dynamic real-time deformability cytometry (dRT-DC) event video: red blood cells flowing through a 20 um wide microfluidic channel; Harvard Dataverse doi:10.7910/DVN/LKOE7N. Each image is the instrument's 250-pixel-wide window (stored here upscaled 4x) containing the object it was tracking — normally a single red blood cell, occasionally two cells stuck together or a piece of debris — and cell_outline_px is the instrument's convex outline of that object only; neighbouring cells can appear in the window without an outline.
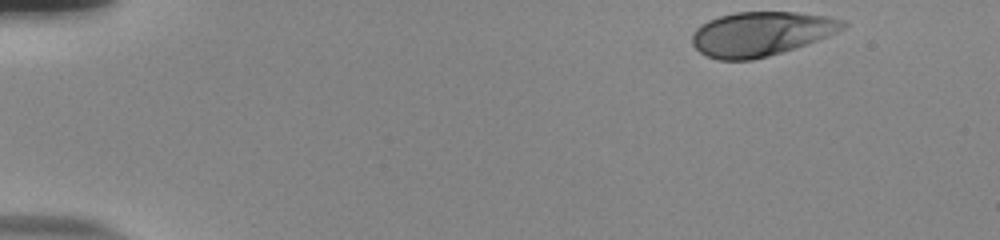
{"species": "human", "species_latin": "Homo sapiens", "temperature_condition": "room temperature", "stored_images_in_passage": 42, "camera_frame_rate_fps": 3000, "um_per_image_px": 0.085, "donor": {"sex": "male"}, "frame": {"image": 1, "passage_image": 1, "time_ms": 0.0, "image_size_px": [1000, 240], "cell_outline_px": [[848, 24], [844, 28], [828, 36], [808, 44], [796, 48], [768, 56], [752, 60], [716, 60], [700, 52], [692, 44], [692, 32], [700, 24], [708, 20], [732, 12], [796, 12], [828, 16], [848, 20]], "centroid_in_image_um": [64.7, 2.87], "position_along_channel_um": 20.3, "area_um2": 39.25}}
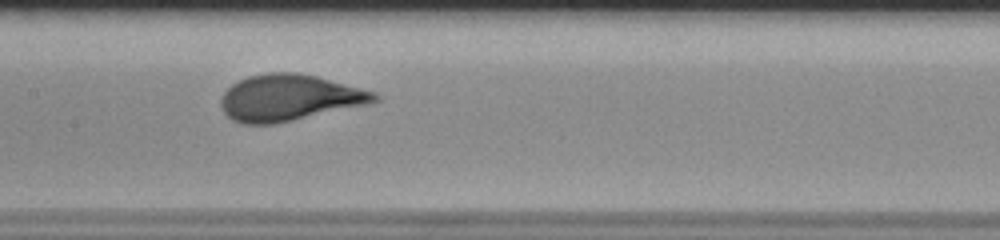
{"frame": {"image": 2, "passage_image": 23, "time_ms": 7.333, "image_size_px": [1000, 240], "cell_outline_px": [[380, 100], [368, 104], [276, 124], [240, 124], [232, 120], [224, 112], [220, 104], [220, 100], [224, 92], [232, 84], [248, 76], [268, 72], [296, 72], [316, 76], [376, 92], [380, 96]], "centroid_in_image_um": [24.58, 8.31], "position_along_channel_um": 182.8, "area_um2": 41.56}}
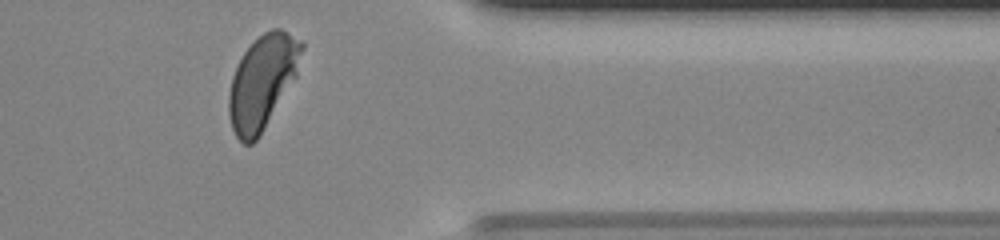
{"frame": {"image": 3, "passage_image": 40, "time_ms": 13.0, "image_size_px": [1000, 240], "cell_outline_px": [[304, 48], [296, 76], [260, 136], [252, 144], [244, 144], [236, 136], [232, 128], [228, 116], [228, 96], [232, 76], [244, 52], [264, 32], [272, 28], [280, 28], [304, 40]], "centroid_in_image_um": [22.32, 6.96], "position_along_channel_um": 389.1, "area_um2": 39.65}, "authors_computed_cell_mechanics": {"area_um2": 40.0265, "velocity_mm_per_s": 3.8305, "shape_relaxation_time_tau1_ms": 3.2374, "shape_relaxation_time_tau2_ms": null, "deformation_change_tau1": 0.1805, "deformation_change_tau2": null}}